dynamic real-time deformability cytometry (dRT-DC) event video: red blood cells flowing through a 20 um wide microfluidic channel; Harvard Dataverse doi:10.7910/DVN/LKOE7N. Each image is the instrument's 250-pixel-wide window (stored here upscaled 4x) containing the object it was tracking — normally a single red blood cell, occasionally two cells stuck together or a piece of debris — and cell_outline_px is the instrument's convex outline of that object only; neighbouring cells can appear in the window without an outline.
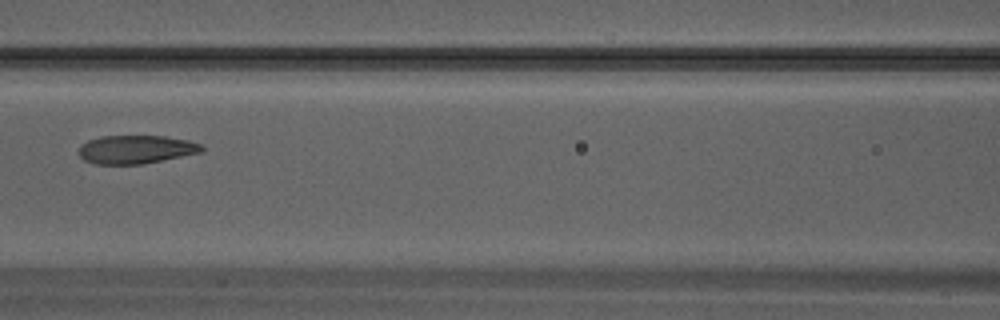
{"species": "Egyptian fruit bat (a non-hibernating species)", "species_latin": "Rousettus aegyptiacus", "temperature_condition": "warm", "stored_images_in_passage": 22, "camera_frame_rate_fps": 3000, "um_per_image_px": 0.085, "animal": {"sex": "male"}, "frame": {"image": 1, "passage_image": 6, "time_ms": 1.667, "image_size_px": [1000, 320], "cell_outline_px": [[204, 152], [140, 164], [96, 164], [84, 160], [76, 152], [80, 144], [88, 140], [100, 136], [164, 136], [188, 140], [200, 144], [204, 148]], "centroid_in_image_um": [11.52, 12.7], "position_along_channel_um": 155.1, "area_um2": 20.46}}
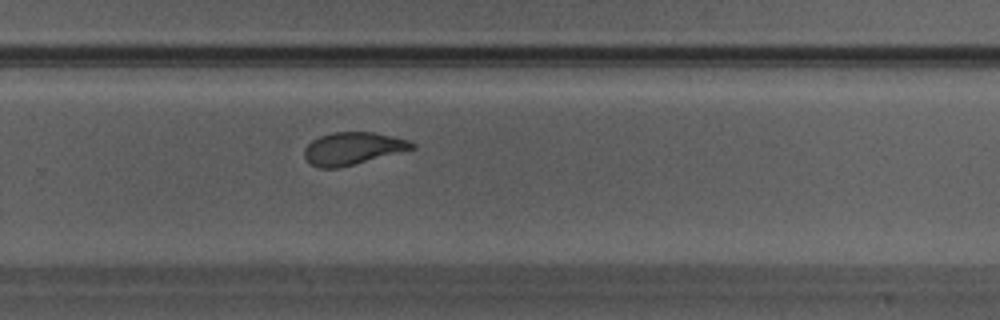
{"frame": {"image": 2, "passage_image": 13, "time_ms": 4.0, "image_size_px": [1000, 320], "cell_outline_px": [[416, 148], [336, 168], [320, 168], [312, 164], [304, 156], [304, 148], [312, 140], [320, 136], [332, 132], [372, 132], [392, 136], [408, 140], [416, 144]], "centroid_in_image_um": [29.97, 12.6], "position_along_channel_um": 299.8, "area_um2": 20.0}}
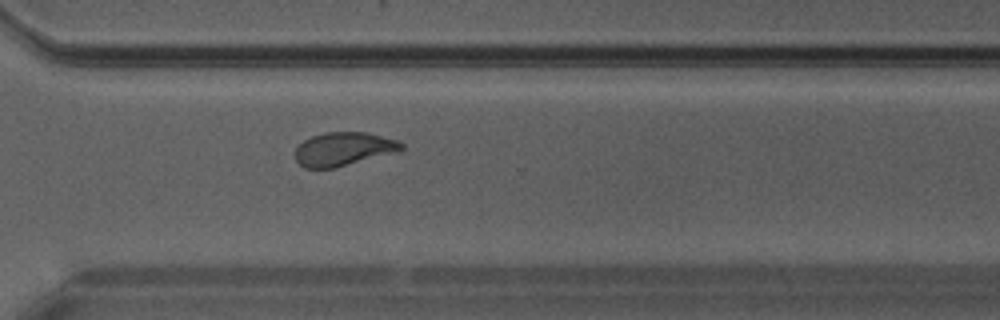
{"frame": {"image": 3, "passage_image": 15, "time_ms": 4.667, "image_size_px": [1000, 320], "cell_outline_px": [[404, 148], [392, 152], [336, 168], [304, 168], [296, 160], [296, 148], [304, 140], [312, 136], [324, 132], [368, 132], [396, 140], [404, 144]], "centroid_in_image_um": [29.16, 12.66], "position_along_channel_um": 341.4, "area_um2": 20.46}}